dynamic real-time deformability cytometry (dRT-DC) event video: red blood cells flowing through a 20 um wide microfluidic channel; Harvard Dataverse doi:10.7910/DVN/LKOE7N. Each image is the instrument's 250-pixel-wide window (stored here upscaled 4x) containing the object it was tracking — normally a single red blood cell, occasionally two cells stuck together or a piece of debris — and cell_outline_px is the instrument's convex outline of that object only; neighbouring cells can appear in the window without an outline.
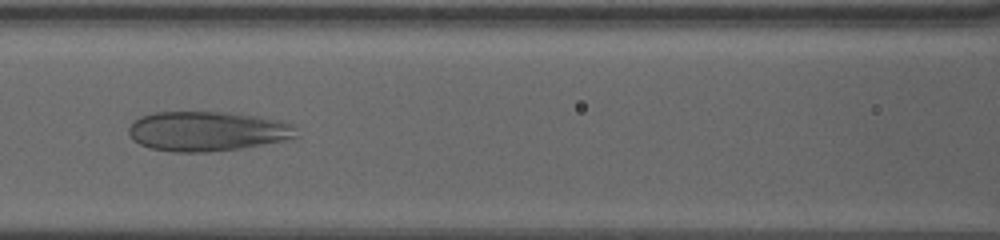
{"species": "human", "species_latin": "Homo sapiens", "temperature_condition": "warm", "stored_images_in_passage": 31, "camera_frame_rate_fps": 3000, "um_per_image_px": 0.085, "donor": {"sex": "female"}, "frame": {"image": 1, "passage_image": 13, "time_ms": 4.0, "image_size_px": [1000, 240], "cell_outline_px": [[296, 136], [284, 140], [240, 148], [208, 152], [172, 152], [152, 148], [140, 144], [132, 140], [128, 132], [128, 128], [140, 116], [152, 112], [228, 112], [256, 116], [280, 120], [292, 124]], "centroid_in_image_um": [17.56, 11.15], "position_along_channel_um": 149.0, "area_um2": 38.61}}
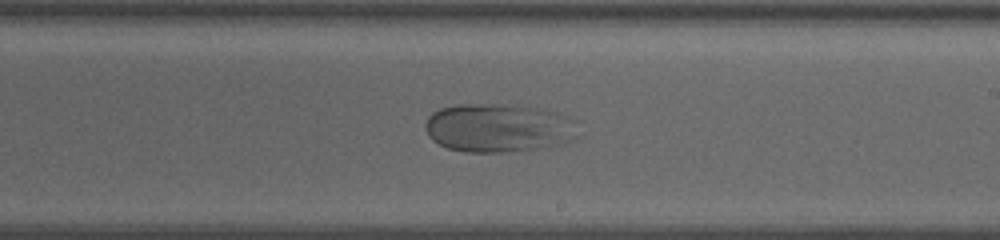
{"frame": {"image": 2, "passage_image": 18, "time_ms": 7.0, "image_size_px": [1000, 240], "cell_outline_px": [[580, 136], [564, 144], [536, 148], [504, 152], [464, 152], [448, 148], [432, 140], [428, 136], [424, 128], [424, 124], [428, 116], [432, 112], [440, 108], [460, 104], [500, 104], [536, 108], [560, 112], [580, 120]], "centroid_in_image_um": [42.46, 10.86], "position_along_channel_um": 246.5, "area_um2": 44.22}}
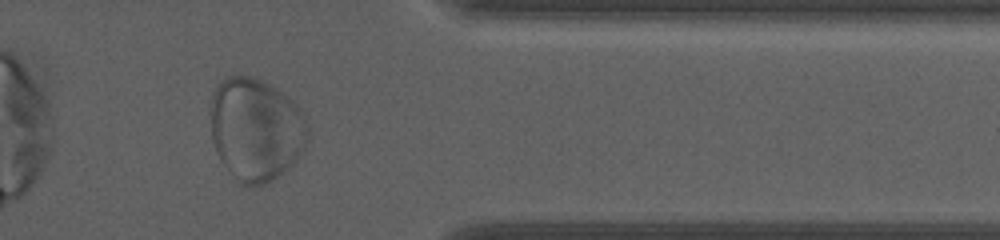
{"frame": {"image": 3, "passage_image": 25, "time_ms": 11.667, "image_size_px": [1000, 240], "cell_outline_px": [[308, 140], [304, 148], [288, 168], [284, 172], [272, 180], [264, 184], [252, 188], [240, 184], [232, 176], [220, 160], [216, 152], [212, 140], [212, 96], [216, 84], [220, 80], [228, 76], [252, 76], [276, 88], [296, 104], [304, 112], [308, 124]], "centroid_in_image_um": [21.75, 11.01], "position_along_channel_um": 389.6, "area_um2": 58.67}}